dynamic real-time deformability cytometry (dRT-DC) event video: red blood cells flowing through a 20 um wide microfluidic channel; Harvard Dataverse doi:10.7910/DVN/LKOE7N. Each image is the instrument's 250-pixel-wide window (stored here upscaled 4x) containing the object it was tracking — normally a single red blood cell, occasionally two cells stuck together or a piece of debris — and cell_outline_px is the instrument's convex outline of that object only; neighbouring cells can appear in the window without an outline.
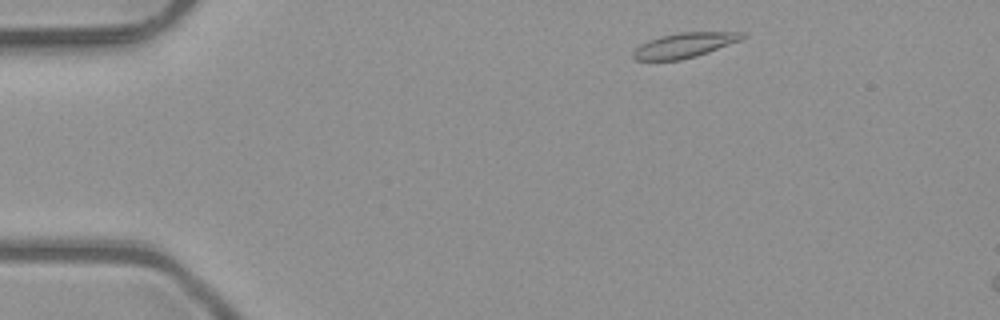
{"species": "common noctule bat (a hibernating species)", "species_latin": "Nyctalus noctula", "temperature_condition": "room temperature", "stored_images_in_passage": 3, "camera_frame_rate_fps": 3000, "um_per_image_px": 0.085, "animal": {"sex": "male", "body_mass_g": 23.1, "forearm_length_mm": 52.7}, "frame": {"image": 1, "passage_image": 1, "time_ms": 0.0, "image_size_px": [1000, 320], "cell_outline_px": [[744, 36], [740, 40], [708, 52], [696, 56], [680, 60], [636, 60], [632, 56], [632, 52], [640, 44], [648, 40], [660, 36], [680, 32], [744, 32]], "centroid_in_image_um": [58.13, 3.84], "position_along_channel_um": 26.9, "area_um2": 15.66}}